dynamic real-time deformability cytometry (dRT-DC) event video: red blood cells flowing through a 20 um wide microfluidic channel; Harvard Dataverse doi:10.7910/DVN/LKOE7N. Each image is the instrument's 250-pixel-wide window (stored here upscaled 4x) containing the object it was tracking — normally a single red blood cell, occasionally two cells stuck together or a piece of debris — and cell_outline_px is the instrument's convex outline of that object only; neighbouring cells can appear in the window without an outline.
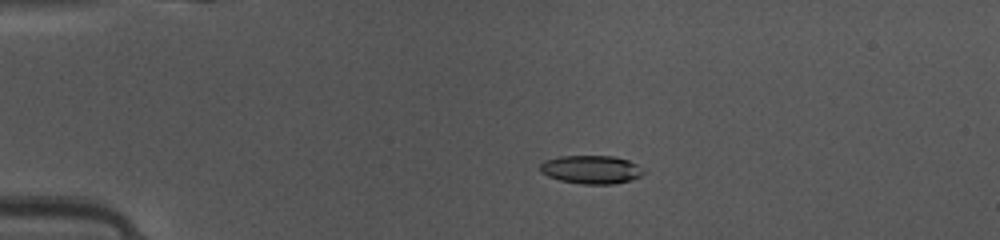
{"species": "common noctule bat (a hibernating species)", "species_latin": "Nyctalus noctula", "temperature_condition": "warm", "stored_images_in_passage": 40, "camera_frame_rate_fps": 3000, "um_per_image_px": 0.085, "animal": {"sex": "female", "body_mass_g": 10.0, "forearm_length_mm": 53.1}, "frame": {"image": 1, "passage_image": 1, "time_ms": 0.0, "image_size_px": [1000, 240], "cell_outline_px": [[644, 172], [640, 176], [628, 180], [612, 184], [584, 184], [560, 180], [548, 176], [540, 172], [540, 164], [544, 160], [560, 156], [612, 156], [628, 160], [636, 164]], "centroid_in_image_um": [50.2, 14.4], "position_along_channel_um": 34.8, "area_um2": 16.88}}
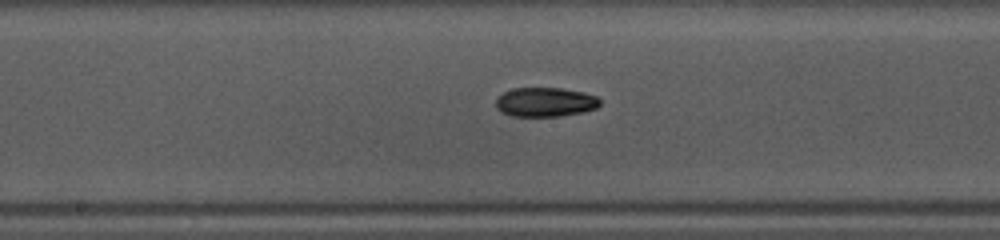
{"frame": {"image": 2, "passage_image": 16, "time_ms": 5.0, "image_size_px": [1000, 240], "cell_outline_px": [[600, 104], [596, 108], [584, 112], [560, 116], [512, 116], [500, 112], [496, 108], [496, 96], [512, 88], [560, 88], [584, 92], [596, 96], [600, 100]], "centroid_in_image_um": [46.32, 8.68], "position_along_channel_um": 201.9, "area_um2": 17.92}}
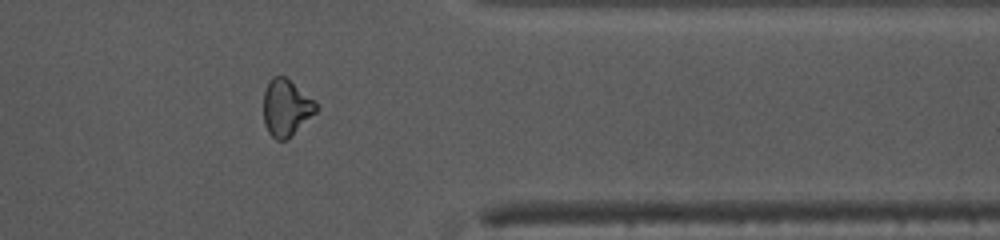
{"frame": {"image": 3, "passage_image": 30, "time_ms": 9.667, "image_size_px": [1000, 240], "cell_outline_px": [[320, 108], [316, 112], [284, 140], [276, 140], [268, 132], [264, 124], [264, 92], [268, 80], [272, 76], [284, 76], [316, 100]], "centroid_in_image_um": [24.32, 9.11], "position_along_channel_um": 387.1, "area_um2": 17.28}, "authors_computed_cell_mechanics": {"area_um2": 17.5134, "velocity_mm_per_s": 4.166, "shape_relaxation_time_tau1_ms": 9.2308, "shape_relaxation_time_tau2_ms": 9.7396, "deformation_change_tau1": 0.2352, "deformation_change_tau2": 0.1596}}